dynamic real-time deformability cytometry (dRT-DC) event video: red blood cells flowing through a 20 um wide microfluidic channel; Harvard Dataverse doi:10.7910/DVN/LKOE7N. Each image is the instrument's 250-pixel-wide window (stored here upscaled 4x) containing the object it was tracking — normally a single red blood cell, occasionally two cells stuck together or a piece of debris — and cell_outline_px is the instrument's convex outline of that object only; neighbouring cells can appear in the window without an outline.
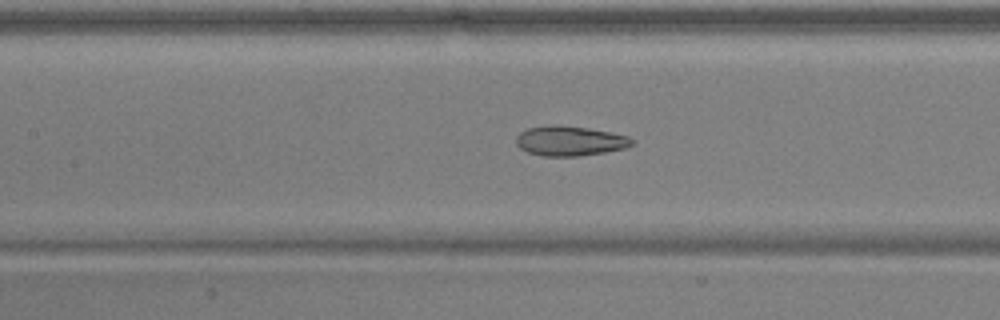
{"species": "common noctule bat (a hibernating species)", "species_latin": "Nyctalus noctula", "temperature_condition": "warm", "stored_images_in_passage": 50, "camera_frame_rate_fps": 3000, "um_per_image_px": 0.085, "animal": {"sex": "male", "body_mass_g": 17.9, "forearm_length_mm": 54.2}, "frame": {"image": 1, "passage_image": 23, "time_ms": 7.333, "image_size_px": [1000, 320], "cell_outline_px": [[632, 144], [624, 148], [604, 152], [576, 156], [544, 156], [528, 152], [520, 148], [516, 144], [516, 136], [520, 132], [528, 128], [588, 128], [628, 136], [632, 140]], "centroid_in_image_um": [48.43, 12.03], "position_along_channel_um": 159.0, "area_um2": 19.02}}
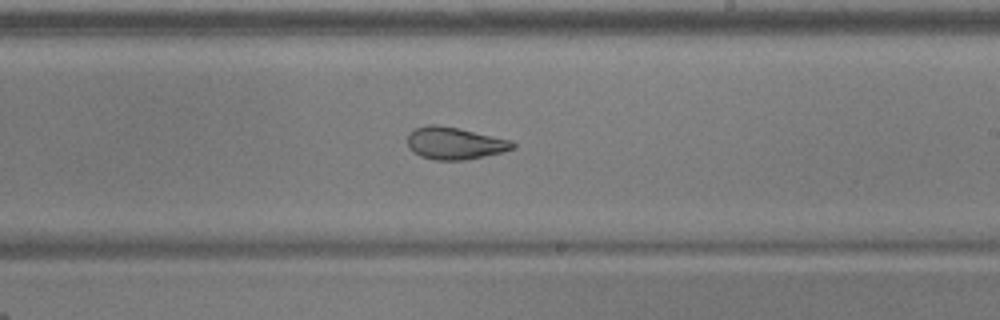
{"frame": {"image": 2, "passage_image": 30, "time_ms": 9.667, "image_size_px": [1000, 320], "cell_outline_px": [[516, 148], [504, 152], [464, 160], [436, 160], [420, 156], [412, 152], [408, 148], [408, 136], [416, 128], [428, 124], [436, 124], [460, 128], [512, 140], [516, 144]], "centroid_in_image_um": [38.68, 12.17], "position_along_channel_um": 250.3, "area_um2": 19.94}}
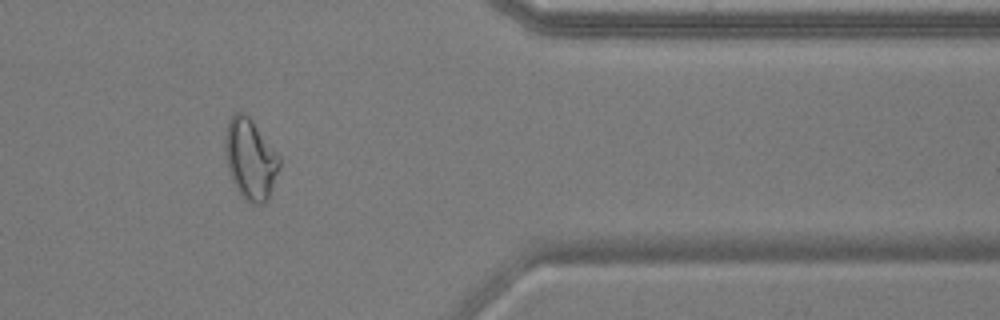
{"frame": {"image": 3, "passage_image": 42, "time_ms": 13.667, "image_size_px": [1000, 320], "cell_outline_px": [[280, 168], [268, 200], [264, 204], [252, 204], [236, 188], [232, 180], [228, 168], [224, 152], [224, 136], [228, 120], [232, 112], [244, 112], [252, 120], [280, 156]], "centroid_in_image_um": [21.27, 13.49], "position_along_channel_um": 390.1, "area_um2": 25.72}, "authors_computed_cell_mechanics": {"area_um2": 23.0911, "velocity_mm_per_s": 3.9243, "shape_relaxation_time_tau1_ms": null, "shape_relaxation_time_tau2_ms": 2.1989, "deformation_change_tau1": null, "deformation_change_tau2": 0.0768}}